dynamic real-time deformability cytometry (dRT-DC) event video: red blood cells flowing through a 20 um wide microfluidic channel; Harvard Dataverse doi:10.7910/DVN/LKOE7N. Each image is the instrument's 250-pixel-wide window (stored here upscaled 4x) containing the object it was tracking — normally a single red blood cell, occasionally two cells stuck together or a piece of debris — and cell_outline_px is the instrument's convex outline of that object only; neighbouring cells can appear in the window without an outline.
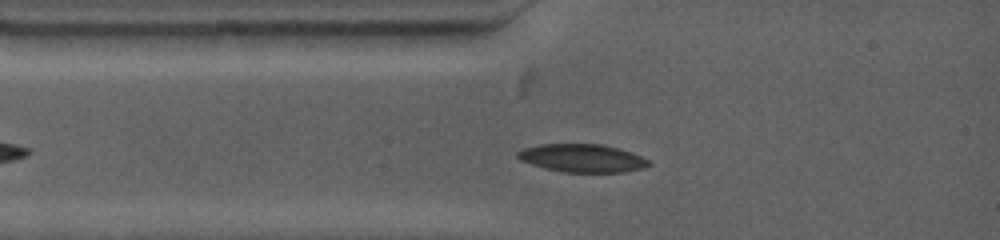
{"species": "common noctule bat (a hibernating species)", "species_latin": "Nyctalus noctula", "temperature_condition": "warm", "stored_images_in_passage": 22, "camera_frame_rate_fps": 4500, "um_per_image_px": 0.085, "animal": {"sex": "female", "body_mass_g": 19.0, "forearm_length_mm": 53.3}, "frame": {"image": 1, "passage_image": 3, "time_ms": 1.556, "image_size_px": [1000, 240], "cell_outline_px": [[652, 164], [644, 168], [624, 172], [564, 172], [544, 168], [520, 160], [516, 156], [516, 152], [524, 148], [540, 144], [604, 144], [620, 148], [632, 152], [648, 160]], "centroid_in_image_um": [49.51, 13.44], "position_along_channel_um": 35.5, "area_um2": 21.56}}
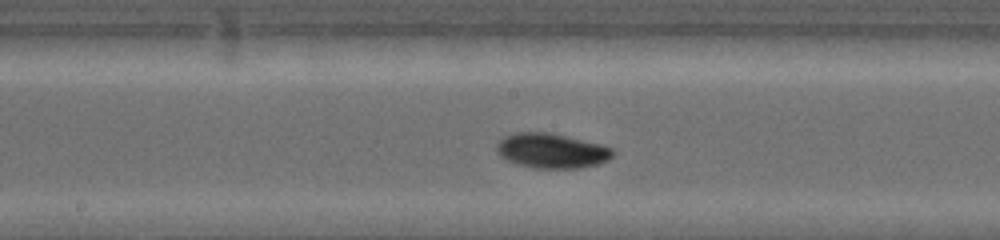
{"frame": {"image": 2, "passage_image": 12, "time_ms": 6.0, "image_size_px": [1000, 240], "cell_outline_px": [[616, 152], [608, 160], [600, 164], [580, 168], [536, 168], [516, 164], [500, 156], [496, 152], [496, 144], [504, 136], [516, 132], [552, 132], [600, 144], [612, 148]], "centroid_in_image_um": [46.89, 12.81], "position_along_channel_um": 201.3, "area_um2": 23.81}}
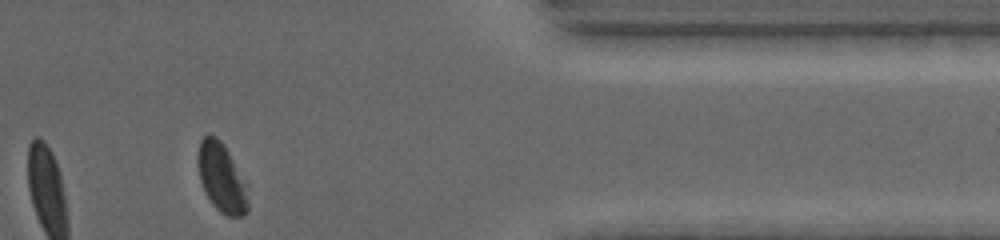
{"frame": {"image": 3, "passage_image": 22, "time_ms": 11.778, "image_size_px": [1000, 240], "cell_outline_px": [[248, 212], [244, 216], [228, 216], [220, 212], [212, 204], [204, 192], [200, 180], [196, 164], [196, 156], [200, 140], [208, 132], [216, 136], [220, 140], [248, 180]], "centroid_in_image_um": [18.85, 15.09], "position_along_channel_um": 392.5, "area_um2": 21.1}, "authors_computed_cell_mechanics": {"area_um2": 22.2819, "velocity_mm_per_s": 3.7658, "shape_relaxation_time_tau1_ms": 4.0291, "shape_relaxation_time_tau2_ms": null, "deformation_change_tau1": 0.0988, "deformation_change_tau2": null}}